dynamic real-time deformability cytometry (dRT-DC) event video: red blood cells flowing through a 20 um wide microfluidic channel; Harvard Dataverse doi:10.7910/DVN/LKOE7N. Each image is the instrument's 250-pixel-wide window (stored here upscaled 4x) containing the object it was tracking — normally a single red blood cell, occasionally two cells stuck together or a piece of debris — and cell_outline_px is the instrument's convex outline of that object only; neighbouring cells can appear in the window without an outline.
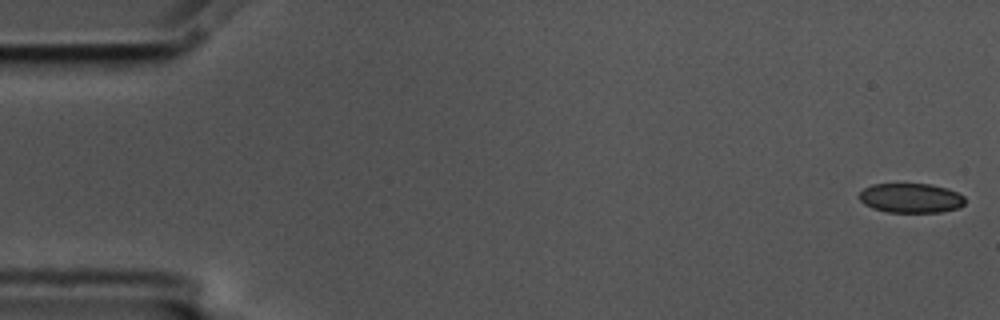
{"species": "common noctule bat (a hibernating species)", "species_latin": "Nyctalus noctula", "temperature_condition": "cold", "stored_images_in_passage": 15, "camera_frame_rate_fps": 3000, "um_per_image_px": 0.085, "animal": {"sex": "male", "body_mass_g": 17.5, "forearm_length_mm": 52.3}, "frame": {"image": 1, "passage_image": 1, "time_ms": 0.0, "image_size_px": [1000, 320], "cell_outline_px": [[964, 204], [960, 208], [940, 212], [888, 212], [872, 208], [864, 204], [860, 200], [860, 192], [864, 188], [872, 184], [932, 184], [948, 188], [964, 196]], "centroid_in_image_um": [77.44, 16.83], "position_along_channel_um": 7.6, "area_um2": 18.26}}
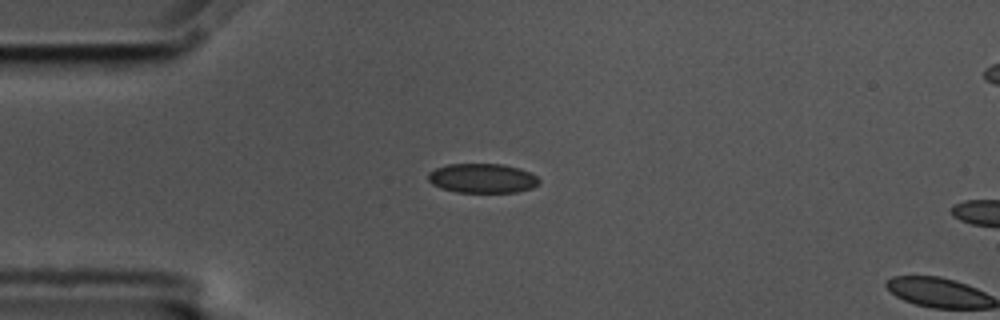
{"frame": {"image": 2, "passage_image": 14, "time_ms": 4.333, "image_size_px": [1000, 320], "cell_outline_px": [[540, 184], [532, 188], [516, 192], [456, 192], [440, 188], [432, 184], [428, 180], [428, 172], [436, 168], [448, 164], [504, 164], [520, 168], [536, 176], [540, 180]], "centroid_in_image_um": [41.0, 15.15], "position_along_channel_um": 44.0, "area_um2": 19.13}}